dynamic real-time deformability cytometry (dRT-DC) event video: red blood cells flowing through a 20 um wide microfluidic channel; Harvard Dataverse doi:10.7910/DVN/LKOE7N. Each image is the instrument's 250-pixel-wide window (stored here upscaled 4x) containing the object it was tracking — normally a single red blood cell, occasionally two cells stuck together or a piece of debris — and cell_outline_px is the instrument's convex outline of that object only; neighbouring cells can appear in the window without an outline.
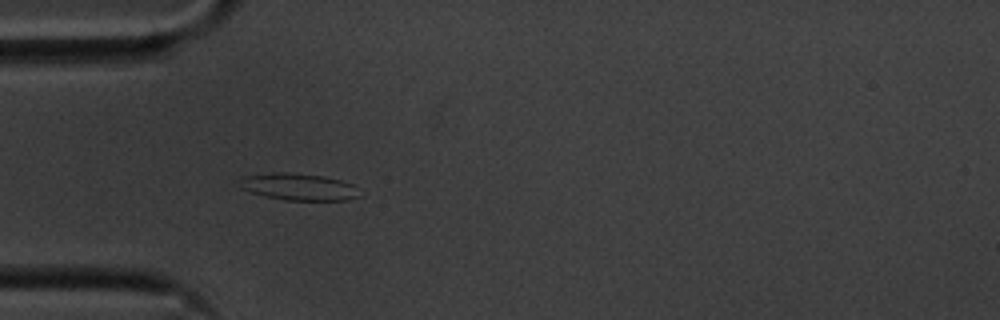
{"species": "common noctule bat (a hibernating species)", "species_latin": "Nyctalus noctula", "temperature_condition": "cold", "stored_images_in_passage": 41, "camera_frame_rate_fps": 3000, "um_per_image_px": 0.085, "animal": {"sex": "male", "body_mass_g": 20.1, "forearm_length_mm": 53.5}, "frame": {"image": 1, "passage_image": 1, "time_ms": 0.0, "image_size_px": [1000, 320], "cell_outline_px": [[364, 196], [348, 200], [284, 200], [264, 196], [240, 188], [240, 176], [272, 172], [284, 172], [324, 176], [340, 180], [352, 184]], "centroid_in_image_um": [25.39, 15.88], "position_along_channel_um": 59.6, "area_um2": 19.02}}
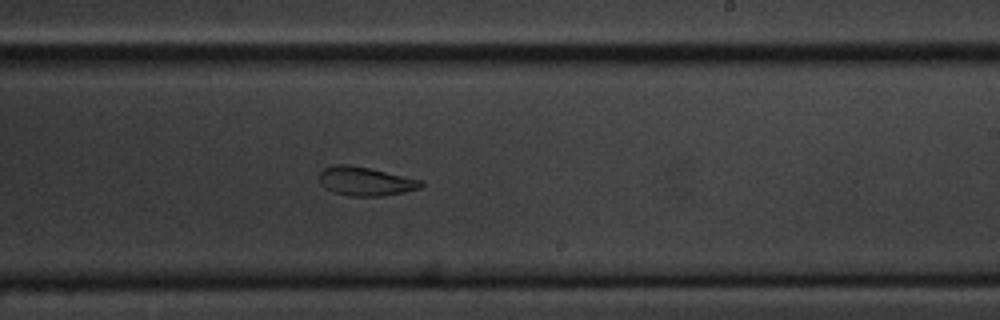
{"frame": {"image": 2, "passage_image": 18, "time_ms": 5.667, "image_size_px": [1000, 320], "cell_outline_px": [[424, 184], [420, 188], [404, 192], [384, 196], [348, 196], [332, 192], [324, 188], [320, 184], [320, 172], [324, 168], [336, 164], [348, 164], [368, 168], [424, 180]], "centroid_in_image_um": [31.06, 15.42], "position_along_channel_um": 257.9, "area_um2": 17.22}}
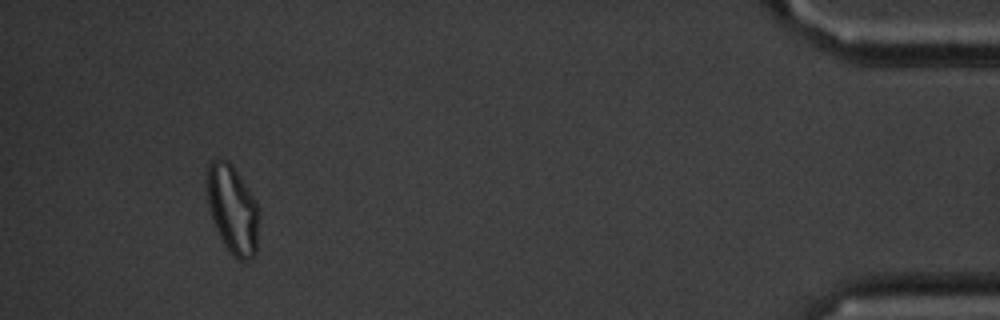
{"frame": {"image": 3, "passage_image": 37, "time_ms": 12.0, "image_size_px": [1000, 320], "cell_outline_px": [[256, 252], [244, 264], [228, 252], [216, 228], [208, 208], [208, 164], [212, 160], [228, 160], [232, 164], [252, 196], [256, 204]], "centroid_in_image_um": [19.74, 17.83], "position_along_channel_um": 415.5, "area_um2": 25.95}, "authors_computed_cell_mechanics": {"area_um2": 18.1492, "velocity_mm_per_s": 3.542, "shape_relaxation_time_tau1_ms": 5.5596, "shape_relaxation_time_tau2_ms": 2.9976, "deformation_change_tau1": 0.1573, "deformation_change_tau2": 0.0959}}